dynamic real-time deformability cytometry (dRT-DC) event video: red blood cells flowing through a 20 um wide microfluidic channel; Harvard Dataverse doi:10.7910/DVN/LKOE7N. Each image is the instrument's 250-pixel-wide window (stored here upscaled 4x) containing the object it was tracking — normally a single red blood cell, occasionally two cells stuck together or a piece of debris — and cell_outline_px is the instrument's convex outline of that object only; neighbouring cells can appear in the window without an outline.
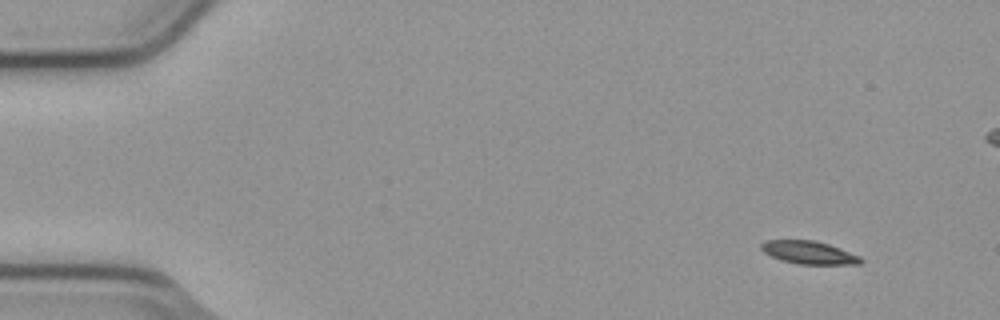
{"species": "common noctule bat (a hibernating species)", "species_latin": "Nyctalus noctula", "temperature_condition": "cold", "stored_images_in_passage": 6, "camera_frame_rate_fps": 3000, "um_per_image_px": 0.085, "animal": {"sex": "male", "body_mass_g": 23.1, "forearm_length_mm": 52.7}, "frame": {"image": 1, "passage_image": 1, "time_ms": 0.0, "image_size_px": [1000, 320], "cell_outline_px": [[864, 260], [860, 264], [796, 264], [780, 260], [764, 252], [760, 248], [760, 244], [764, 240], [816, 240], [840, 248], [860, 256]], "centroid_in_image_um": [68.75, 21.46], "position_along_channel_um": 16.3, "area_um2": 13.41}}
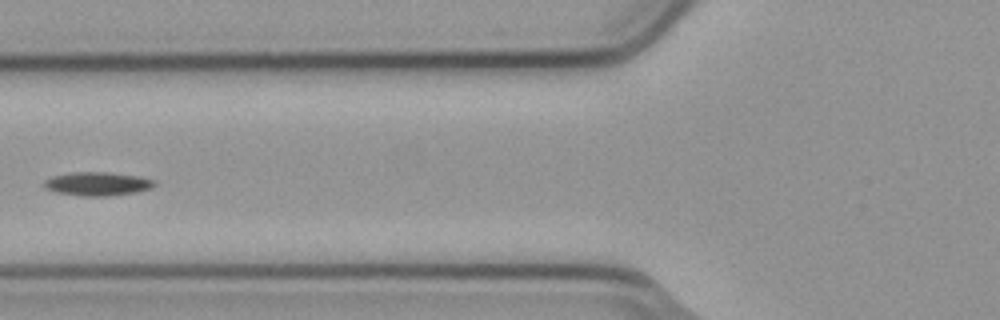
{"frame": {"image": 2, "passage_image": 6, "time_ms": 1.667, "image_size_px": [1000, 320], "cell_outline_px": [[156, 184], [152, 188], [136, 192], [108, 196], [84, 196], [56, 192], [44, 188], [44, 180], [52, 176], [76, 172], [108, 172], [136, 176], [152, 180]], "centroid_in_image_um": [8.26, 15.63], "position_along_channel_um": 117.5, "area_um2": 15.03}}